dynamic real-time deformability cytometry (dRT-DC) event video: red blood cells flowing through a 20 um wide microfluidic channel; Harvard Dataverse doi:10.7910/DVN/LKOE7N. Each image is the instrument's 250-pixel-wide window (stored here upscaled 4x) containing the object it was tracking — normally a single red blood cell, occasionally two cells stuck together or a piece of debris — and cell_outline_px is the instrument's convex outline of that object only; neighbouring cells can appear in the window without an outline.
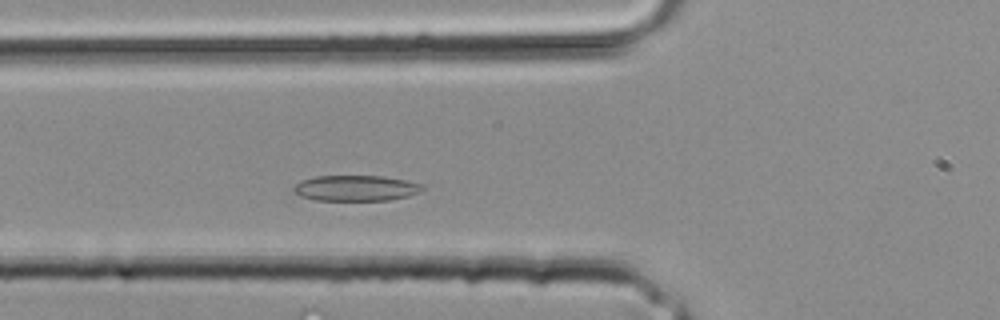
{"species": "common noctule bat (a hibernating species)", "species_latin": "Nyctalus noctula", "temperature_condition": "room temperature", "stored_images_in_passage": 28, "camera_frame_rate_fps": 3000, "um_per_image_px": 0.085, "animal": {"sex": "male", "body_mass_g": 20.4}, "frame": {"image": 1, "passage_image": 7, "time_ms": 2.0, "image_size_px": [1000, 320], "cell_outline_px": [[424, 188], [420, 192], [408, 196], [392, 200], [316, 200], [300, 196], [292, 192], [292, 188], [300, 180], [316, 176], [384, 176], [424, 184]], "centroid_in_image_um": [30.24, 15.99], "position_along_channel_um": 95.6, "area_um2": 19.42}}
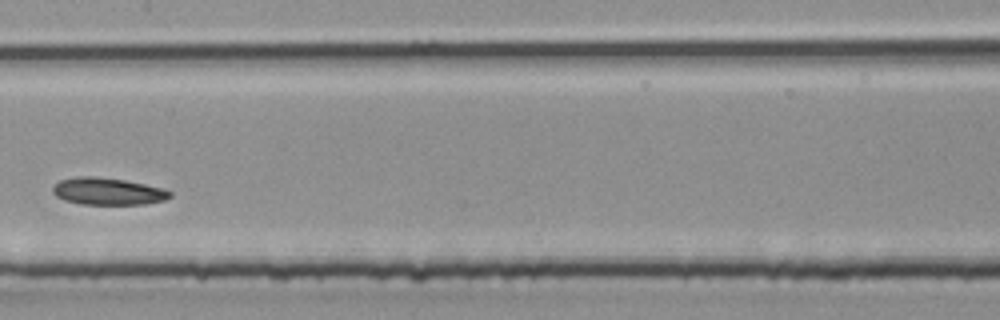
{"frame": {"image": 2, "passage_image": 12, "time_ms": 3.667, "image_size_px": [1000, 320], "cell_outline_px": [[172, 196], [164, 200], [144, 204], [80, 204], [64, 200], [56, 196], [52, 192], [52, 188], [60, 180], [76, 176], [96, 176], [124, 180], [164, 188], [172, 192]], "centroid_in_image_um": [9.16, 16.26], "position_along_channel_um": 198.2, "area_um2": 18.55}}
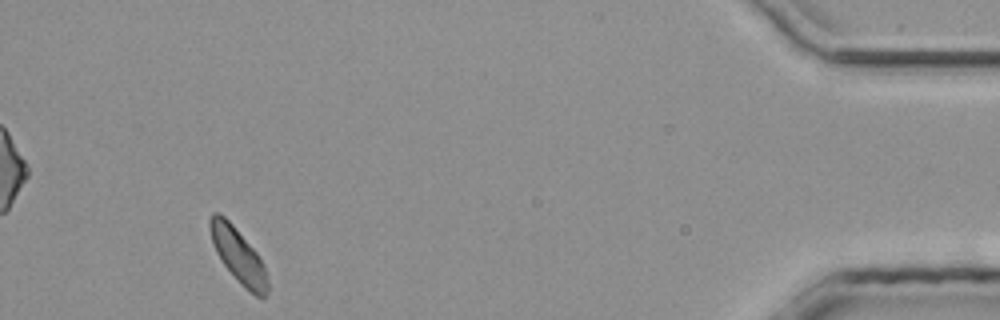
{"frame": {"image": 3, "passage_image": 26, "time_ms": 8.333, "image_size_px": [1000, 320], "cell_outline_px": [[268, 292], [264, 296], [256, 296], [244, 288], [236, 280], [224, 264], [216, 252], [208, 228], [208, 220], [212, 212], [220, 212], [232, 224], [256, 252], [264, 268], [268, 280]], "centroid_in_image_um": [20.21, 21.69], "position_along_channel_um": 415.0, "area_um2": 18.09}}